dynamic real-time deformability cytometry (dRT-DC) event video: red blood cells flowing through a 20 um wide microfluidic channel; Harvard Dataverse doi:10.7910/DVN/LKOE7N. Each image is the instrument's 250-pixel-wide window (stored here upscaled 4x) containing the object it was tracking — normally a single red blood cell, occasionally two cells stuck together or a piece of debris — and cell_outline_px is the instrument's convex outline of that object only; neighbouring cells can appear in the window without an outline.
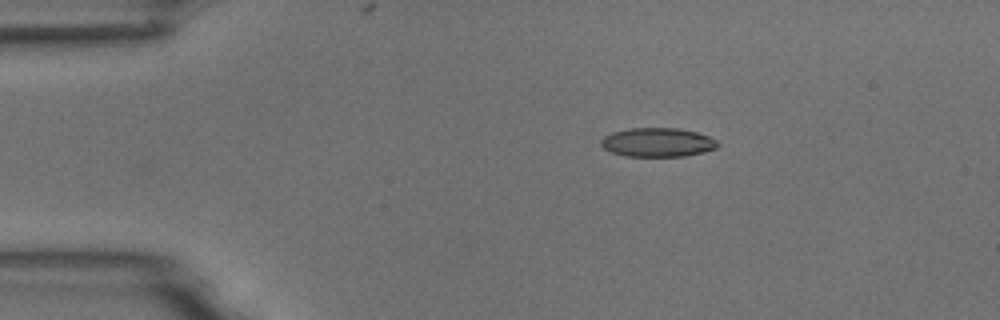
{"species": "common noctule bat (a hibernating species)", "species_latin": "Nyctalus noctula", "temperature_condition": "room temperature", "stored_images_in_passage": 34, "camera_frame_rate_fps": 3000, "um_per_image_px": 0.085, "animal": {"sex": "male", "body_mass_g": 18.8}, "frame": {"image": 1, "passage_image": 1, "time_ms": 0.0, "image_size_px": [1000, 320], "cell_outline_px": [[720, 144], [716, 148], [704, 152], [684, 156], [624, 156], [612, 152], [604, 148], [600, 144], [600, 140], [604, 136], [612, 132], [628, 128], [680, 128], [696, 132], [708, 136], [716, 140]], "centroid_in_image_um": [55.89, 12.09], "position_along_channel_um": 29.1, "area_um2": 19.77}}
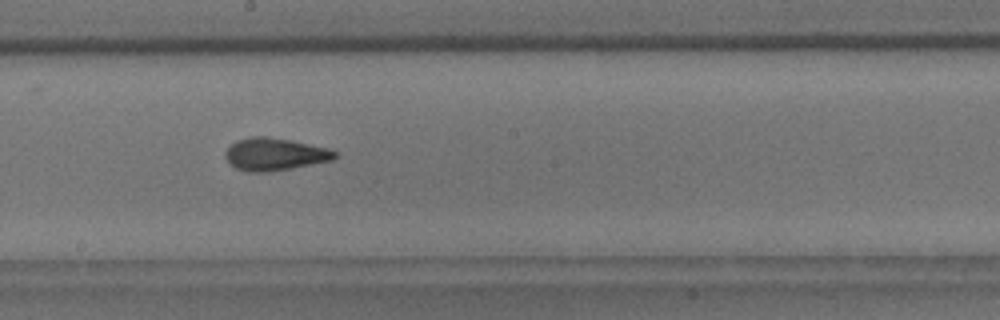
{"frame": {"image": 2, "passage_image": 21, "time_ms": 6.667, "image_size_px": [1000, 320], "cell_outline_px": [[340, 156], [332, 160], [292, 168], [264, 172], [244, 172], [236, 168], [224, 156], [224, 152], [236, 140], [248, 136], [264, 136], [288, 140], [328, 148], [340, 152]], "centroid_in_image_um": [23.37, 13.11], "position_along_channel_um": 224.8, "area_um2": 20.75}}
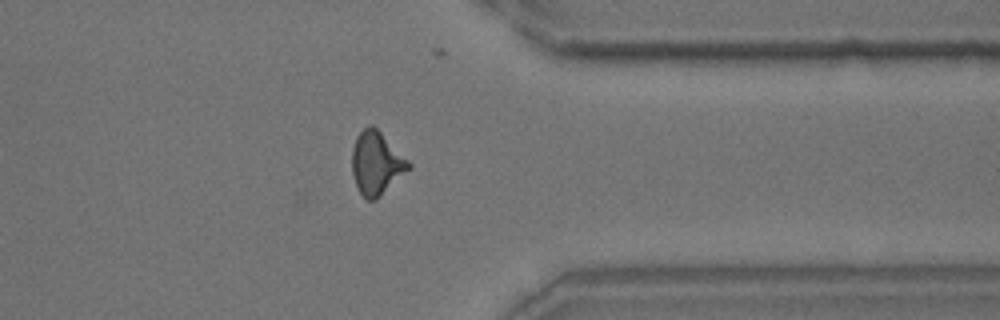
{"frame": {"image": 3, "passage_image": 34, "time_ms": 11.0, "image_size_px": [1000, 320], "cell_outline_px": [[412, 168], [376, 200], [368, 200], [360, 192], [356, 184], [352, 172], [352, 148], [356, 136], [368, 124], [372, 124], [412, 164]], "centroid_in_image_um": [32.0, 13.87], "position_along_channel_um": 379.4, "area_um2": 20.75}, "authors_computed_cell_mechanics": {"area_um2": 19.9988, "velocity_mm_per_s": 3.7395, "shape_relaxation_time_tau1_ms": 11.2256, "shape_relaxation_time_tau2_ms": 2.0568, "deformation_change_tau1": 0.2553, "deformation_change_tau2": 0.0995}}